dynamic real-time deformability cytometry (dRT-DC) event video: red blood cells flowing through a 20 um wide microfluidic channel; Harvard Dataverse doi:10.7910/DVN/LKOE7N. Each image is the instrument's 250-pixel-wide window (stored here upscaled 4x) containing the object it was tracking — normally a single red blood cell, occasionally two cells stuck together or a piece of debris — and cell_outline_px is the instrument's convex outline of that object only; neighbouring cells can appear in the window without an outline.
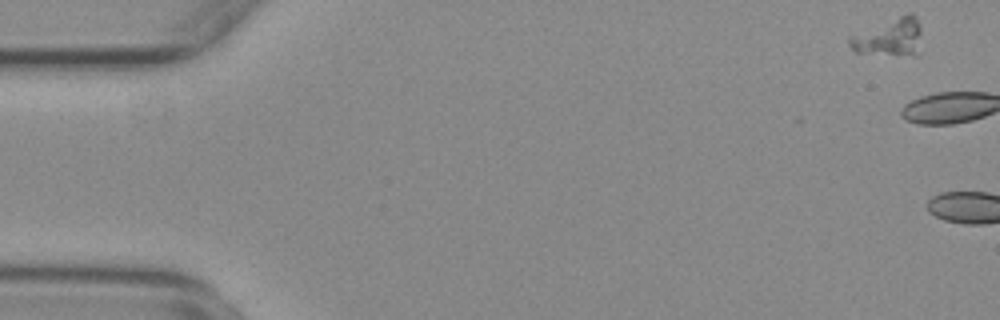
{"species": "common noctule bat (a hibernating species)", "species_latin": "Nyctalus noctula", "temperature_condition": "warm", "stored_images_in_passage": 3, "camera_frame_rate_fps": 3000, "um_per_image_px": 0.085, "animal": {"sex": "female", "body_mass_g": 29.2, "forearm_length_mm": 56.3}, "frame": {"image": 1, "passage_image": 1, "time_ms": 0.0, "image_size_px": [1000, 320], "cell_outline_px": [[920, 56], [912, 56], [856, 52], [848, 44], [848, 36], [908, 12], [912, 12], [916, 16], [920, 24]], "centroid_in_image_um": [75.65, 3.17], "position_along_channel_um": 9.4, "area_um2": 16.13}}